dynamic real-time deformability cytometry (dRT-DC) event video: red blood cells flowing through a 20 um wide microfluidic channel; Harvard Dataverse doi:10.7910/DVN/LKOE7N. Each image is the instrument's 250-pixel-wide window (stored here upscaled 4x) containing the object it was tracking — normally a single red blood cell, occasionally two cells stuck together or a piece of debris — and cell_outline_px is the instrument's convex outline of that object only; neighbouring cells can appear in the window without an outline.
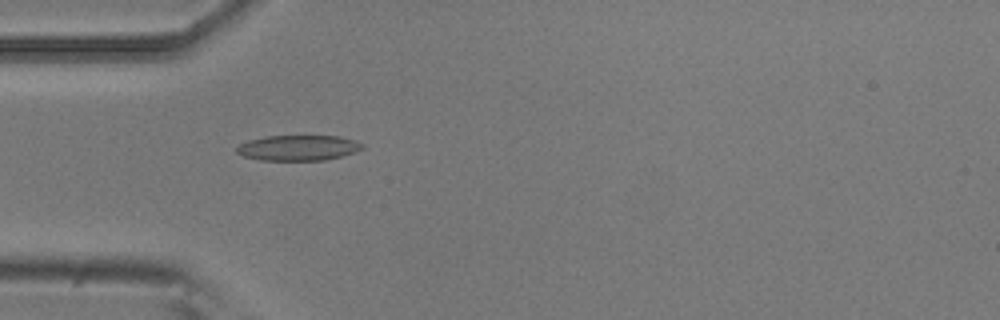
{"species": "common noctule bat (a hibernating species)", "species_latin": "Nyctalus noctula", "temperature_condition": "room temperature", "stored_images_in_passage": 5, "camera_frame_rate_fps": 3000, "um_per_image_px": 0.085, "animal": {"sex": "male", "body_mass_g": 20.5, "forearm_length_mm": 52.5}, "frame": {"image": 1, "passage_image": 5, "time_ms": 1.333, "image_size_px": [1000, 320], "cell_outline_px": [[364, 148], [340, 156], [324, 160], [260, 160], [244, 156], [236, 152], [236, 148], [240, 144], [248, 140], [264, 136], [340, 136], [356, 140], [364, 144]], "centroid_in_image_um": [25.34, 12.55], "position_along_channel_um": 59.7, "area_um2": 18.55}}